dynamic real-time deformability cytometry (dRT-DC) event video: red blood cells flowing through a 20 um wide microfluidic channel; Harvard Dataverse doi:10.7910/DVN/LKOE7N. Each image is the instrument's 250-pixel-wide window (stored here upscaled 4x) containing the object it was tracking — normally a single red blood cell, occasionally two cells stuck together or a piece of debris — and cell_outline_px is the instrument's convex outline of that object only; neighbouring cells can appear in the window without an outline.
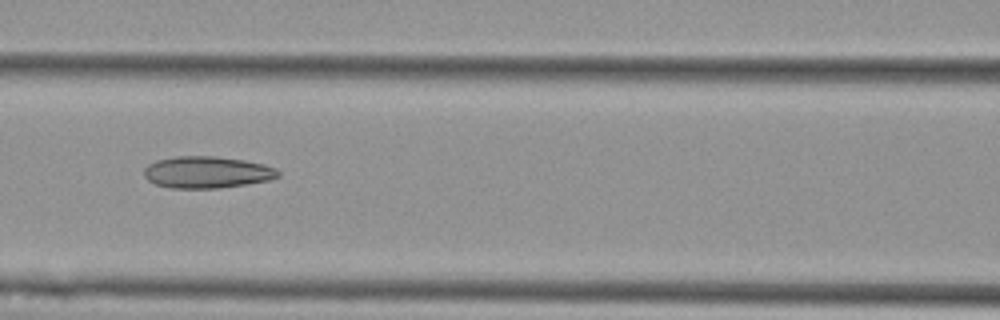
{"species": "Egyptian fruit bat (a non-hibernating species)", "species_latin": "Rousettus aegyptiacus", "temperature_condition": "cold", "stored_images_in_passage": 10, "camera_frame_rate_fps": 3000, "um_per_image_px": 0.085, "animal": {"sex": "female"}, "frame": {"image": 1, "passage_image": 7, "time_ms": 7.667, "image_size_px": [1000, 320], "cell_outline_px": [[280, 176], [268, 180], [220, 188], [172, 188], [156, 184], [148, 180], [144, 176], [144, 168], [148, 164], [156, 160], [176, 156], [216, 156], [244, 160], [264, 164], [276, 168], [280, 172]], "centroid_in_image_um": [17.58, 14.63], "position_along_channel_um": 149.0, "area_um2": 24.85}}
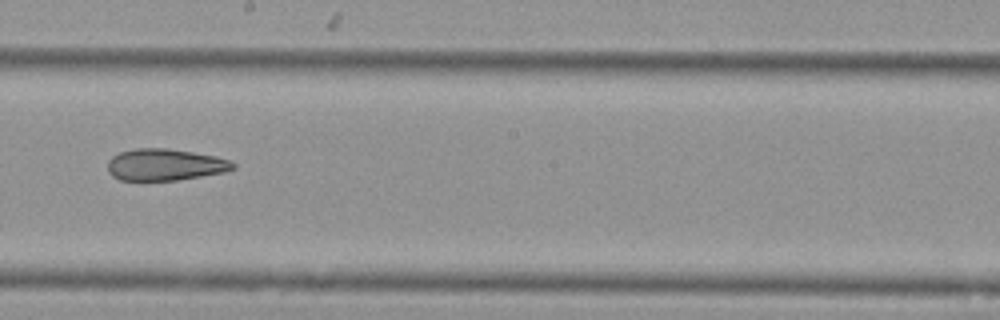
{"frame": {"image": 2, "passage_image": 9, "time_ms": 10.0, "image_size_px": [1000, 320], "cell_outline_px": [[236, 168], [224, 172], [176, 180], [120, 180], [112, 176], [108, 172], [108, 160], [112, 156], [120, 152], [136, 148], [168, 148], [216, 156], [228, 160], [236, 164]], "centroid_in_image_um": [14.01, 13.99], "position_along_channel_um": 234.2, "area_um2": 23.12}}
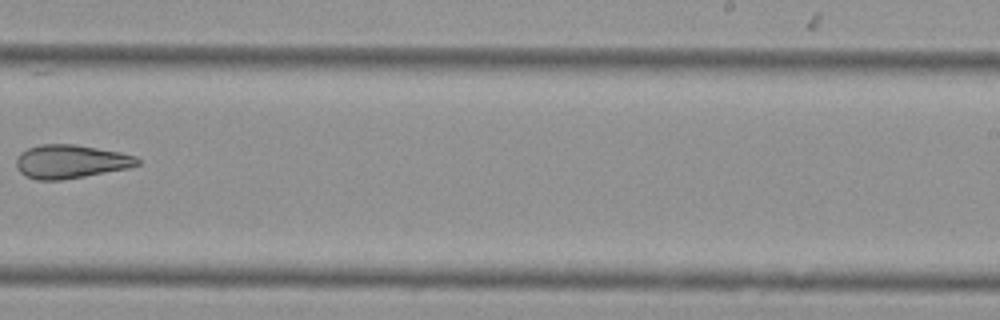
{"frame": {"image": 3, "passage_image": 10, "time_ms": 11.333, "image_size_px": [1000, 320], "cell_outline_px": [[140, 164], [128, 168], [84, 176], [60, 180], [36, 180], [24, 176], [16, 168], [16, 156], [20, 152], [28, 148], [40, 144], [76, 144], [120, 152], [136, 156], [140, 160]], "centroid_in_image_um": [5.97, 13.73], "position_along_channel_um": 283.0, "area_um2": 23.87}}